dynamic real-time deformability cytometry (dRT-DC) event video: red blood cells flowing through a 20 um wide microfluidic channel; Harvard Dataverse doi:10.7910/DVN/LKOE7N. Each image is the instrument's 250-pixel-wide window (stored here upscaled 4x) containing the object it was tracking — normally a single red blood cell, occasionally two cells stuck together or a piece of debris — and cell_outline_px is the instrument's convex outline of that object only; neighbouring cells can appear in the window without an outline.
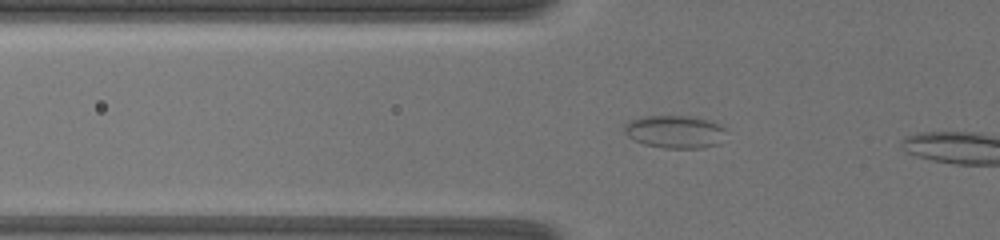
{"species": "common noctule bat (a hibernating species)", "species_latin": "Nyctalus noctula", "temperature_condition": "warm", "stored_images_in_passage": 9, "camera_frame_rate_fps": 3000, "um_per_image_px": 0.085, "animal": {"sex": "female", "body_mass_g": 19.5, "forearm_length_mm": 54.1}, "frame": {"image": 1, "passage_image": 6, "time_ms": 2.0, "image_size_px": [1000, 240], "cell_outline_px": [[724, 128], [720, 144], [704, 148], [664, 148], [644, 144], [628, 136], [624, 132], [624, 124], [628, 120], [640, 116], [696, 116], [712, 120], [720, 124]], "centroid_in_image_um": [57.36, 11.18], "position_along_channel_um": 68.4, "area_um2": 19.71}}